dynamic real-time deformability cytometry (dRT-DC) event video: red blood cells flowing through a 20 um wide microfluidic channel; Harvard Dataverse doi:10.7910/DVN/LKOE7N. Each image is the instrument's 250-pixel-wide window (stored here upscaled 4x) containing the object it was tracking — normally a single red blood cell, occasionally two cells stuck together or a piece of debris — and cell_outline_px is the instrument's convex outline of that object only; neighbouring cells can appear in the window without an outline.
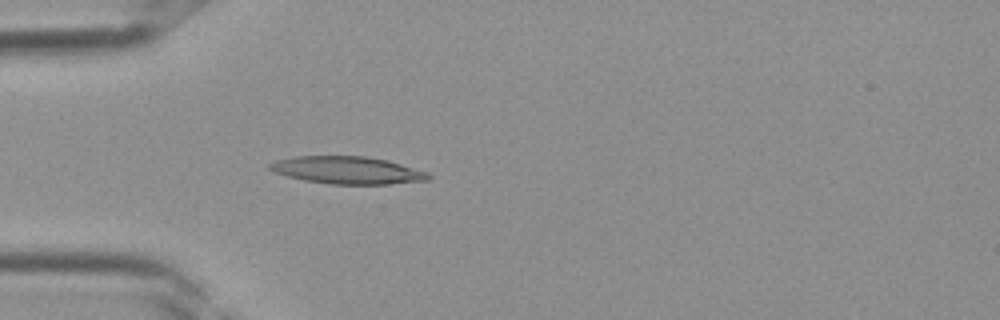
{"species": "Egyptian fruit bat (a non-hibernating species)", "species_latin": "Rousettus aegyptiacus", "temperature_condition": "room temperature", "stored_images_in_passage": 38, "camera_frame_rate_fps": 3000, "um_per_image_px": 0.085, "frame": {"image": 1, "passage_image": 11, "time_ms": 3.333, "image_size_px": [1000, 320], "cell_outline_px": [[432, 176], [428, 180], [388, 184], [332, 184], [304, 180], [288, 176], [276, 172], [268, 168], [268, 164], [276, 160], [292, 156], [364, 156], [388, 160], [428, 172]], "centroid_in_image_um": [29.54, 14.46], "position_along_channel_um": 55.5, "area_um2": 25.32}}
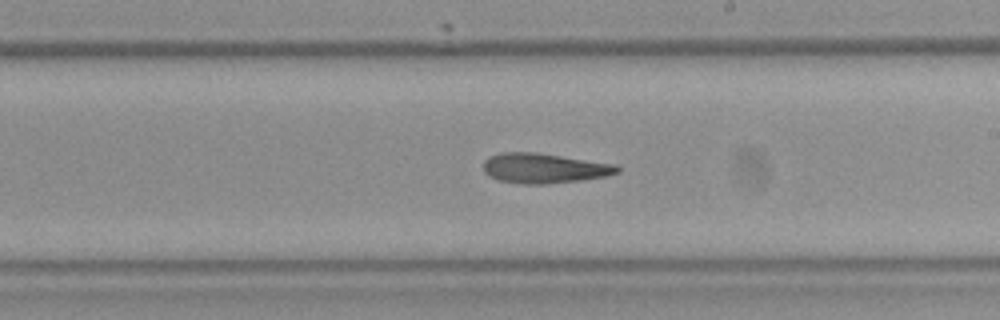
{"frame": {"image": 2, "passage_image": 22, "time_ms": 7.0, "image_size_px": [1000, 320], "cell_outline_px": [[620, 172], [608, 176], [580, 180], [548, 184], [520, 184], [500, 180], [488, 176], [484, 172], [484, 160], [488, 156], [500, 152], [536, 152], [616, 164], [620, 168]], "centroid_in_image_um": [46.25, 14.29], "position_along_channel_um": 242.8, "area_um2": 23.58}}
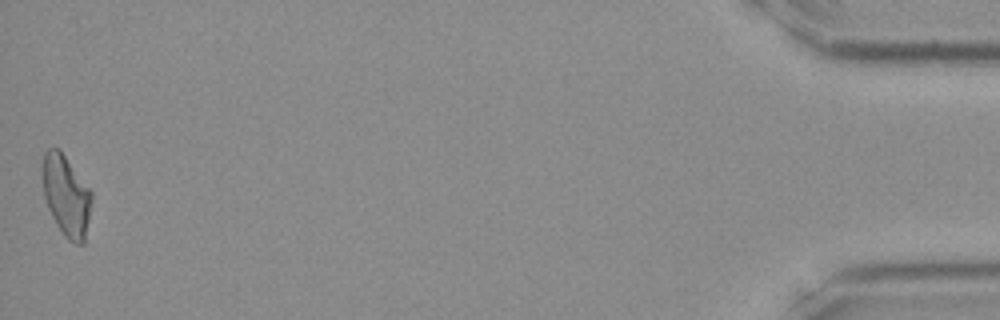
{"frame": {"image": 3, "passage_image": 38, "time_ms": 12.333, "image_size_px": [1000, 320], "cell_outline_px": [[92, 200], [84, 244], [76, 244], [68, 240], [64, 236], [56, 224], [48, 208], [44, 196], [40, 176], [40, 168], [44, 152], [48, 148], [60, 148], [92, 192]], "centroid_in_image_um": [5.59, 16.59], "position_along_channel_um": 429.6, "area_um2": 23.7}}